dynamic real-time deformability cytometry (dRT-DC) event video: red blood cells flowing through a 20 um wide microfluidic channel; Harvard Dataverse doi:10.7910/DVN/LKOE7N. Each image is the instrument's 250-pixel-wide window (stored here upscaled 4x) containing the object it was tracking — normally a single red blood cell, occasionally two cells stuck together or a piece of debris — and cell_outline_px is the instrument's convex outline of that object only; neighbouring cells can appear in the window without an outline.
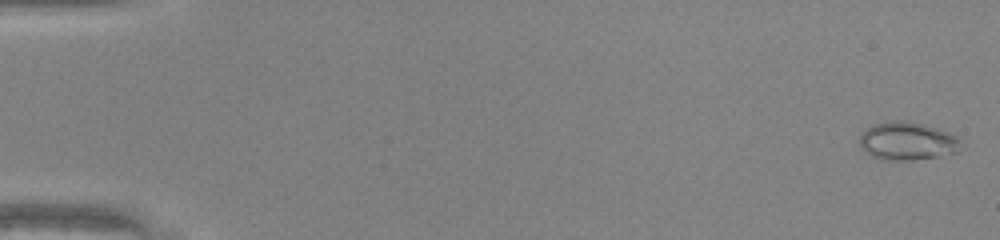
{"species": "common noctule bat (a hibernating species)", "species_latin": "Nyctalus noctula", "temperature_condition": "warm", "stored_images_in_passage": 49, "camera_frame_rate_fps": 3000, "um_per_image_px": 0.085, "animal": {"sex": "male", "body_mass_g": 20.0, "forearm_length_mm": 53.3}, "frame": {"image": 1, "passage_image": 1, "time_ms": 0.0, "image_size_px": [1000, 240], "cell_outline_px": [[960, 140], [956, 152], [940, 156], [912, 160], [884, 160], [872, 156], [860, 144], [860, 136], [872, 124], [896, 120], [908, 120], [924, 124], [948, 132], [956, 136]], "centroid_in_image_um": [77.12, 11.98], "position_along_channel_um": 7.9, "area_um2": 22.2}}
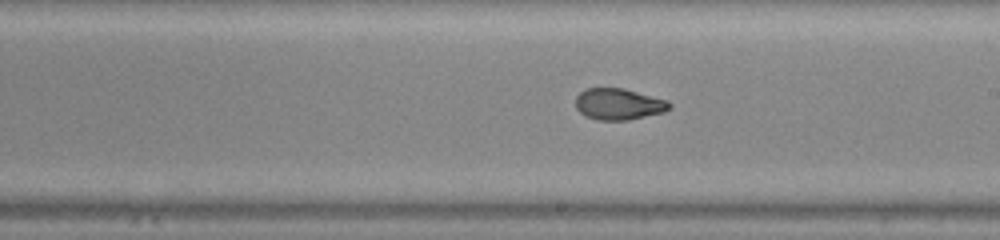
{"frame": {"image": 2, "passage_image": 29, "time_ms": 9.333, "image_size_px": [1000, 240], "cell_outline_px": [[672, 108], [664, 112], [628, 120], [596, 120], [584, 116], [576, 108], [576, 96], [584, 88], [624, 88], [668, 100], [672, 104]], "centroid_in_image_um": [52.59, 8.85], "position_along_channel_um": 236.4, "area_um2": 17.4}}
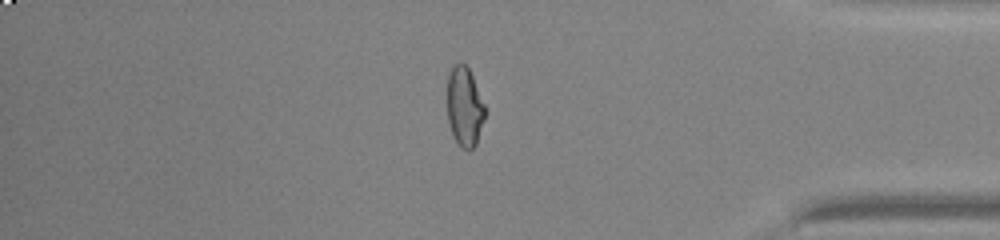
{"frame": {"image": 3, "passage_image": 42, "time_ms": 13.667, "image_size_px": [1000, 240], "cell_outline_px": [[484, 120], [476, 144], [468, 152], [460, 148], [452, 136], [448, 120], [448, 76], [452, 68], [460, 60], [468, 68], [472, 76], [484, 104]], "centroid_in_image_um": [39.48, 9.12], "position_along_channel_um": 395.7, "area_um2": 17.4}, "authors_computed_cell_mechanics": {"area_um2": 18.8428, "velocity_mm_per_s": 4.2613, "shape_relaxation_time_tau1_ms": null, "shape_relaxation_time_tau2_ms": 1.0003, "deformation_change_tau1": null, "deformation_change_tau2": 0.0559}}